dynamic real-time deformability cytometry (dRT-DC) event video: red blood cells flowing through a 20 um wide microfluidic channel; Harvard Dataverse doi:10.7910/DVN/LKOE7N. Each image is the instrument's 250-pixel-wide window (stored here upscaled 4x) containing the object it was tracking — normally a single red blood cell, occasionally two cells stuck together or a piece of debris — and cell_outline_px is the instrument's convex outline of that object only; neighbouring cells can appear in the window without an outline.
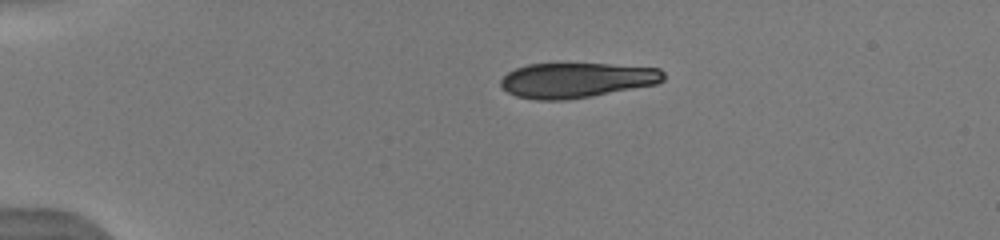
{"species": "human", "species_latin": "Homo sapiens", "temperature_condition": "warm", "stored_images_in_passage": 41, "camera_frame_rate_fps": 3000, "um_per_image_px": 0.085, "donor": {"sex": "male"}, "frame": {"image": 1, "passage_image": 1, "time_ms": 0.0, "image_size_px": [1000, 240], "cell_outline_px": [[664, 80], [656, 84], [592, 96], [564, 100], [536, 100], [516, 96], [508, 92], [500, 84], [500, 80], [508, 72], [516, 68], [528, 64], [608, 64], [660, 68], [664, 72]], "centroid_in_image_um": [49.01, 6.82], "position_along_channel_um": 36.0, "area_um2": 33.12}}
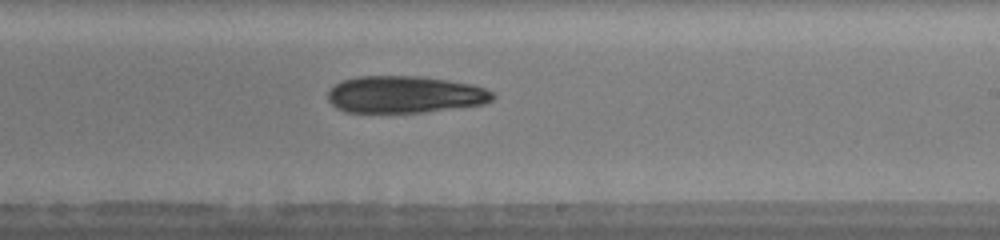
{"frame": {"image": 2, "passage_image": 22, "time_ms": 7.0, "image_size_px": [1000, 240], "cell_outline_px": [[496, 96], [492, 100], [484, 104], [424, 112], [344, 112], [336, 108], [328, 100], [328, 92], [336, 84], [344, 80], [356, 76], [416, 76], [448, 80], [472, 84], [484, 88], [492, 92]], "centroid_in_image_um": [34.41, 8.03], "position_along_channel_um": 254.6, "area_um2": 35.49}, "authors_computed_cell_mechanics": {"area_um2": 35.1424, "velocity_mm_per_s": 3.9841, "shape_relaxation_time_tau1_ms": 9.0581, "shape_relaxation_time_tau2_ms": null, "deformation_change_tau1": 0.1143, "deformation_change_tau2": null}}